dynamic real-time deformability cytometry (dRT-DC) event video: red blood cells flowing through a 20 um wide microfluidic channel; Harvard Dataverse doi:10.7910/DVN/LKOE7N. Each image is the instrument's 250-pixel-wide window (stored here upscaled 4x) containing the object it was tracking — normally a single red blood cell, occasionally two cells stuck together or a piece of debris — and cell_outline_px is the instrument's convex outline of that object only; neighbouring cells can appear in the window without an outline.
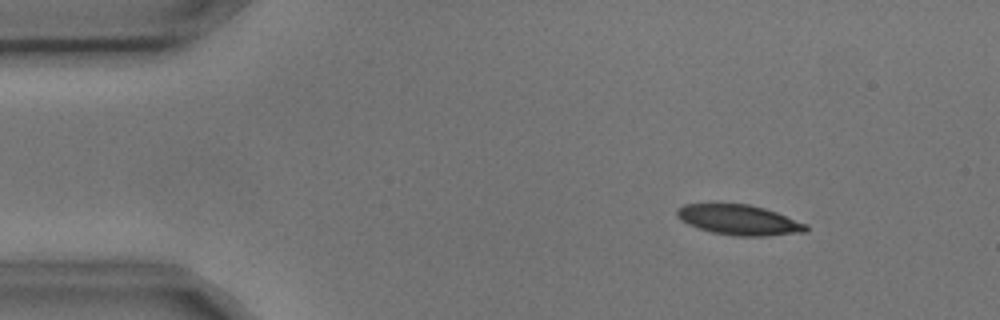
{"species": "common noctule bat (a hibernating species)", "species_latin": "Nyctalus noctula", "temperature_condition": "cold", "stored_images_in_passage": 4, "camera_frame_rate_fps": 3000, "um_per_image_px": 0.085, "animal": {"sex": "male", "body_mass_g": 17.9, "forearm_length_mm": 54.2}, "frame": {"image": 1, "passage_image": 2, "time_ms": 0.333, "image_size_px": [1000, 320], "cell_outline_px": [[808, 232], [768, 236], [736, 236], [712, 232], [688, 224], [680, 220], [676, 216], [676, 208], [684, 204], [716, 200], [748, 204], [764, 208], [776, 212], [808, 224]], "centroid_in_image_um": [62.76, 18.64], "position_along_channel_um": 22.2, "area_um2": 23.7}}